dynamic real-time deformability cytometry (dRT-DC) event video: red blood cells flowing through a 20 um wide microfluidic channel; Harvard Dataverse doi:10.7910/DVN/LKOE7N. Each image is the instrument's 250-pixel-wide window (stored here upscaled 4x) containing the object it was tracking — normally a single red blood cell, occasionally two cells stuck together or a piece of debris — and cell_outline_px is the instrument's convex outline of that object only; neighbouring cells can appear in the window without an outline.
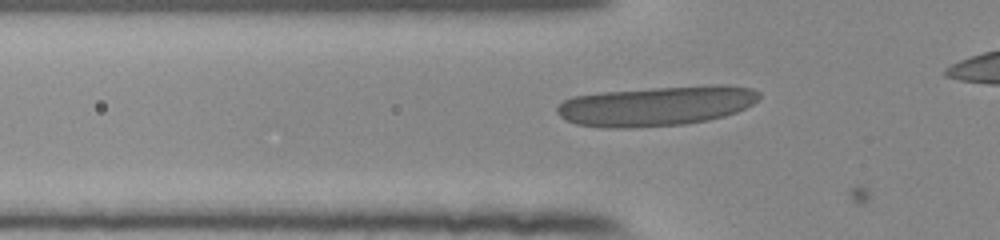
{"species": "human", "species_latin": "Homo sapiens", "temperature_condition": "room temperature", "stored_images_in_passage": 4, "camera_frame_rate_fps": 3000, "um_per_image_px": 0.085, "donor": {"sex": "female"}, "frame": {"image": 1, "passage_image": 2, "time_ms": 0.333, "image_size_px": [1000, 240], "cell_outline_px": [[760, 96], [752, 104], [736, 112], [724, 116], [708, 120], [684, 124], [632, 128], [604, 128], [576, 124], [564, 120], [556, 112], [556, 108], [564, 100], [572, 96], [600, 92], [652, 88], [716, 84], [720, 84], [752, 88], [760, 92]], "centroid_in_image_um": [55.76, 9.0], "position_along_channel_um": 70.0, "area_um2": 47.16}}